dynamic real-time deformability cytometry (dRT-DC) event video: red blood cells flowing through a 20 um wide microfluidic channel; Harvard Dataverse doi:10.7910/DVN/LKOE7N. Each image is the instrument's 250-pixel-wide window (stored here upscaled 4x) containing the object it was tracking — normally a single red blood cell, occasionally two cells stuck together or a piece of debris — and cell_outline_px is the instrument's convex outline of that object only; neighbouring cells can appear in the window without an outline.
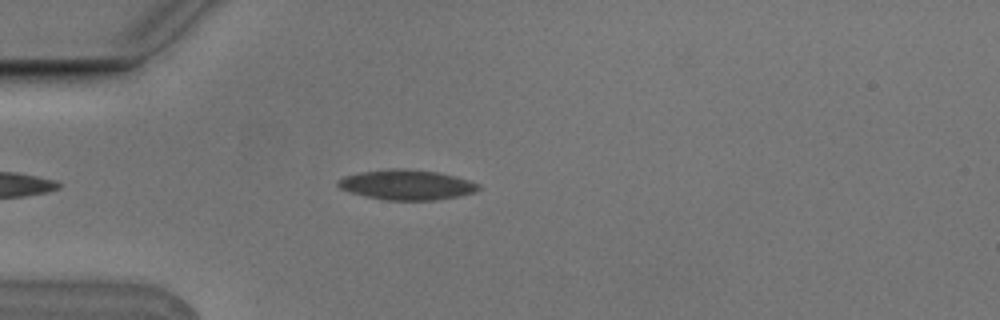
{"species": "Egyptian fruit bat (a non-hibernating species)", "species_latin": "Rousettus aegyptiacus", "temperature_condition": "cold", "stored_images_in_passage": 5, "camera_frame_rate_fps": 3000, "um_per_image_px": 0.085, "animal": {"sex": "male"}, "frame": {"image": 1, "passage_image": 4, "time_ms": 1.0, "image_size_px": [1000, 320], "cell_outline_px": [[480, 188], [476, 192], [436, 200], [388, 200], [368, 196], [352, 192], [340, 188], [336, 184], [336, 180], [344, 176], [360, 172], [388, 168], [408, 168], [436, 172], [456, 176], [480, 184]], "centroid_in_image_um": [34.57, 15.69], "position_along_channel_um": 50.4, "area_um2": 24.57}}